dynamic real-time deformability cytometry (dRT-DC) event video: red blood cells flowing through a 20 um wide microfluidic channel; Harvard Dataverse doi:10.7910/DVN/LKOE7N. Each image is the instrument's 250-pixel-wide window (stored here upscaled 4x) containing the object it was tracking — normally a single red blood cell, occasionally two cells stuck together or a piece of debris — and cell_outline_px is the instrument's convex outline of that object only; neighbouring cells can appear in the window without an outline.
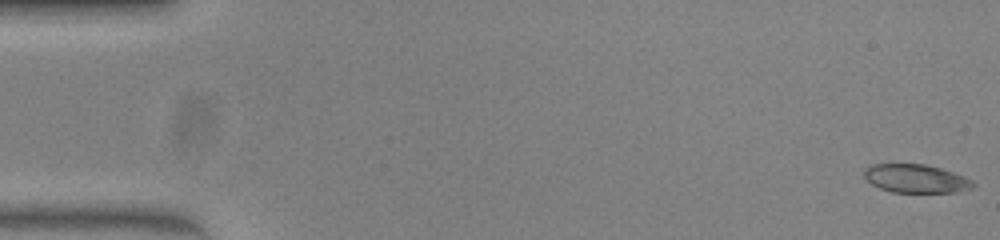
{"species": "common noctule bat (a hibernating species)", "species_latin": "Nyctalus noctula", "temperature_condition": "warm", "stored_images_in_passage": 51, "camera_frame_rate_fps": 3000, "um_per_image_px": 0.085, "animal": {"sex": "female", "body_mass_g": 23.0, "forearm_length_mm": 53.4}, "frame": {"image": 1, "passage_image": 1, "time_ms": 0.0, "image_size_px": [1000, 240], "cell_outline_px": [[976, 184], [972, 188], [960, 192], [892, 192], [880, 188], [872, 184], [864, 176], [864, 168], [872, 164], [924, 164], [940, 168], [964, 176], [972, 180]], "centroid_in_image_um": [77.86, 15.18], "position_along_channel_um": 7.1, "area_um2": 18.03}}
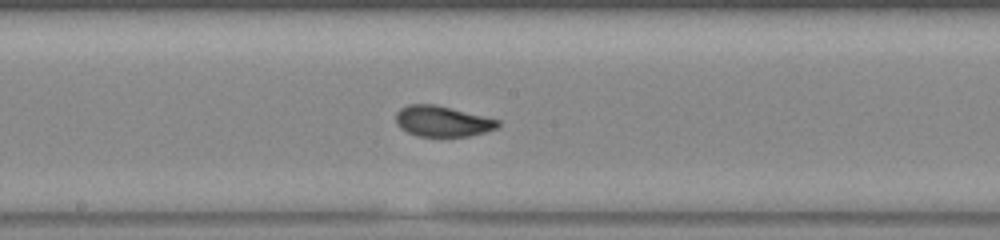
{"frame": {"image": 2, "passage_image": 27, "time_ms": 8.667, "image_size_px": [1000, 240], "cell_outline_px": [[500, 124], [496, 128], [484, 132], [468, 136], [416, 136], [400, 128], [396, 124], [396, 112], [400, 108], [408, 104], [436, 104], [500, 120]], "centroid_in_image_um": [37.57, 10.3], "position_along_channel_um": 210.6, "area_um2": 18.26}}
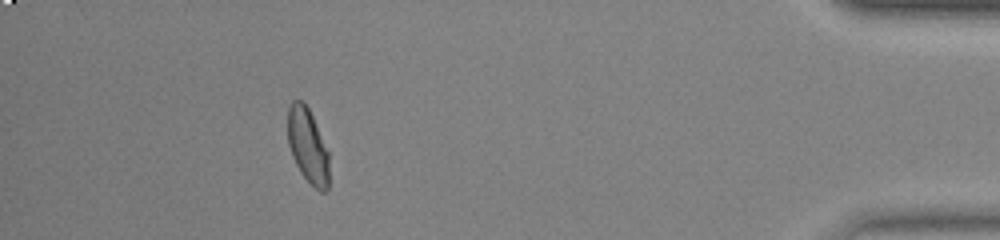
{"frame": {"image": 3, "passage_image": 46, "time_ms": 15.0, "image_size_px": [1000, 240], "cell_outline_px": [[328, 188], [324, 192], [320, 192], [300, 172], [292, 156], [288, 144], [288, 108], [292, 100], [304, 100], [312, 116], [328, 152]], "centroid_in_image_um": [26.14, 12.37], "position_along_channel_um": 409.1, "area_um2": 17.74}, "authors_computed_cell_mechanics": {"area_um2": 18.6694, "velocity_mm_per_s": 4.0564, "shape_relaxation_time_tau1_ms": 5.6214, "shape_relaxation_time_tau2_ms": 0.8351, "deformation_change_tau1": 0.1863, "deformation_change_tau2": 0.0514}}